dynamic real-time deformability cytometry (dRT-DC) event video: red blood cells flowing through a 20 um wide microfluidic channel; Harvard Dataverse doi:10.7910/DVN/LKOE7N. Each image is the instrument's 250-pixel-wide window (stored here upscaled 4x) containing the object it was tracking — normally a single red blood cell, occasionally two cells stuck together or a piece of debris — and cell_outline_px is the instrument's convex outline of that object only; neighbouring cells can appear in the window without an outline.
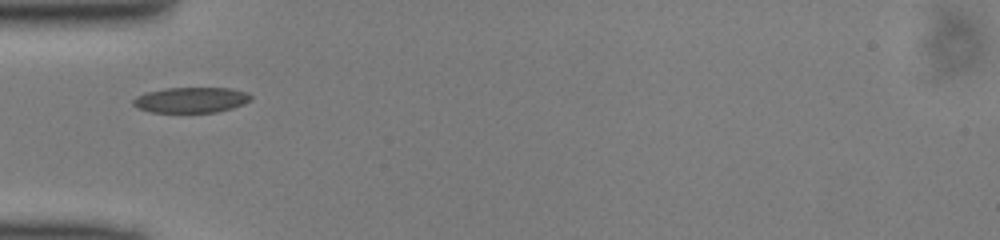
{"species": "common noctule bat (a hibernating species)", "species_latin": "Nyctalus noctula", "temperature_condition": "cold", "stored_images_in_passage": 34, "camera_frame_rate_fps": 3000, "um_per_image_px": 0.085, "animal": {"sex": "male", "body_mass_g": 13.0, "forearm_length_mm": 53.1}, "frame": {"image": 1, "passage_image": 1, "time_ms": 0.0, "image_size_px": [1000, 240], "cell_outline_px": [[252, 100], [244, 104], [232, 108], [216, 112], [148, 112], [132, 104], [132, 100], [136, 96], [144, 92], [164, 88], [232, 88], [248, 92], [252, 96]], "centroid_in_image_um": [16.25, 8.48], "position_along_channel_um": 68.7, "area_um2": 17.69}}
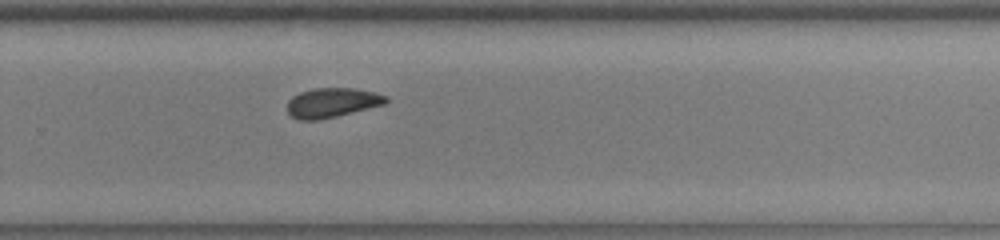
{"frame": {"image": 2, "passage_image": 18, "time_ms": 5.667, "image_size_px": [1000, 240], "cell_outline_px": [[388, 100], [384, 104], [336, 116], [316, 120], [300, 120], [292, 116], [288, 112], [288, 100], [292, 96], [300, 92], [312, 88], [352, 88], [376, 92], [388, 96]], "centroid_in_image_um": [28.22, 8.71], "position_along_channel_um": 301.6, "area_um2": 16.88}}
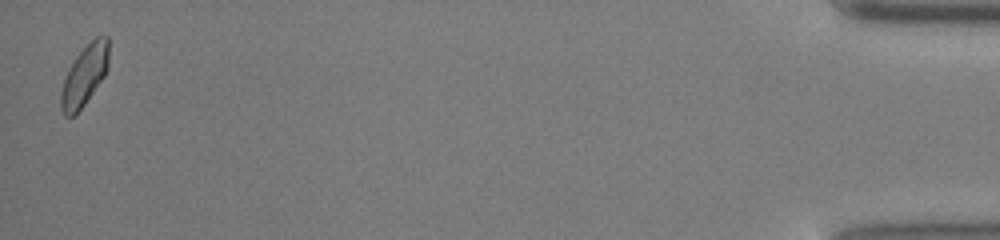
{"frame": {"image": 3, "passage_image": 34, "time_ms": 11.0, "image_size_px": [1000, 240], "cell_outline_px": [[108, 64], [104, 76], [84, 104], [72, 116], [64, 116], [60, 108], [60, 92], [64, 80], [76, 56], [96, 36], [108, 36]], "centroid_in_image_um": [7.17, 6.42], "position_along_channel_um": 428.0, "area_um2": 16.36}}